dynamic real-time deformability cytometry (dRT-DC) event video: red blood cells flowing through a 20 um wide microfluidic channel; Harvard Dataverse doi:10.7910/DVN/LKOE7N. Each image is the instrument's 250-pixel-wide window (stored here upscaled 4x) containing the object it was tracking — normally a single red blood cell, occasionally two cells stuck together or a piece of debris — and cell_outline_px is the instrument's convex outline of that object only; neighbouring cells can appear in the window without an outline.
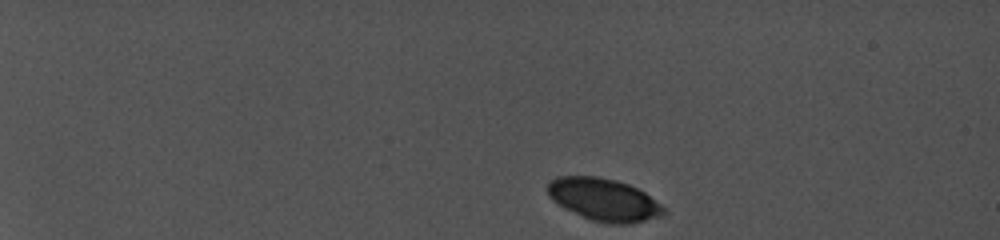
{"species": "common noctule bat (a hibernating species)", "species_latin": "Nyctalus noctula", "temperature_condition": "cold", "stored_images_in_passage": 12, "camera_frame_rate_fps": 5000, "um_per_image_px": 0.085, "animal": {"sex": "female", "body_mass_g": 19.0, "forearm_length_mm": 56.7}, "frame": {"image": 1, "passage_image": 1, "time_ms": 0.0, "image_size_px": [1000, 240], "cell_outline_px": [[668, 212], [664, 216], [628, 224], [608, 224], [592, 220], [564, 208], [552, 200], [548, 196], [548, 184], [556, 176], [596, 176], [616, 180], [628, 184], [644, 192], [660, 204]], "centroid_in_image_um": [51.34, 16.98], "position_along_channel_um": 33.7, "area_um2": 28.73}}
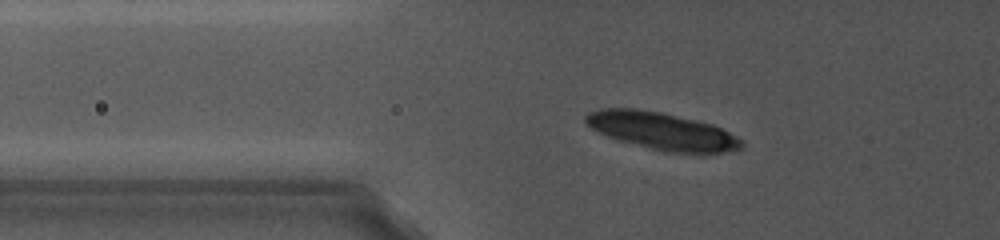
{"frame": {"image": 2, "passage_image": 12, "time_ms": 4.2, "image_size_px": [1000, 240], "cell_outline_px": [[744, 148], [704, 156], [700, 156], [664, 152], [616, 140], [596, 132], [584, 120], [584, 116], [588, 112], [600, 108], [636, 108], [660, 112], [696, 120], [712, 124], [728, 132], [740, 140], [744, 144]], "centroid_in_image_um": [56.27, 11.18], "position_along_channel_um": 69.5, "area_um2": 34.74}}